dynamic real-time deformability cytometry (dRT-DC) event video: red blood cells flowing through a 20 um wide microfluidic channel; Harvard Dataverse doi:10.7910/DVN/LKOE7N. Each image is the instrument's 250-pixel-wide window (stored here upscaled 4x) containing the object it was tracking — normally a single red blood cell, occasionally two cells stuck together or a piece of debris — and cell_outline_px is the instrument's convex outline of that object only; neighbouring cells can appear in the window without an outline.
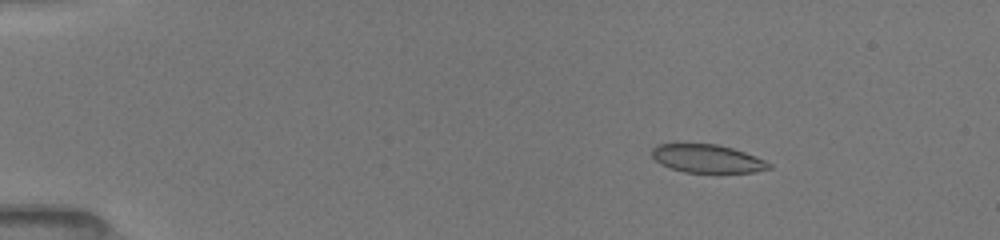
{"species": "common noctule bat (a hibernating species)", "species_latin": "Nyctalus noctula", "temperature_condition": "room temperature", "stored_images_in_passage": 34, "camera_frame_rate_fps": 3000, "um_per_image_px": 0.085, "animal": {"sex": "female", "body_mass_g": 19.5, "forearm_length_mm": 54.1}, "frame": {"image": 1, "passage_image": 1, "time_ms": 0.0, "image_size_px": [1000, 240], "cell_outline_px": [[772, 168], [756, 172], [684, 172], [660, 164], [652, 156], [652, 148], [656, 144], [676, 140], [716, 144], [732, 148], [744, 152], [764, 160], [772, 164]], "centroid_in_image_um": [60.03, 13.42], "position_along_channel_um": 25.0, "area_um2": 19.94}}
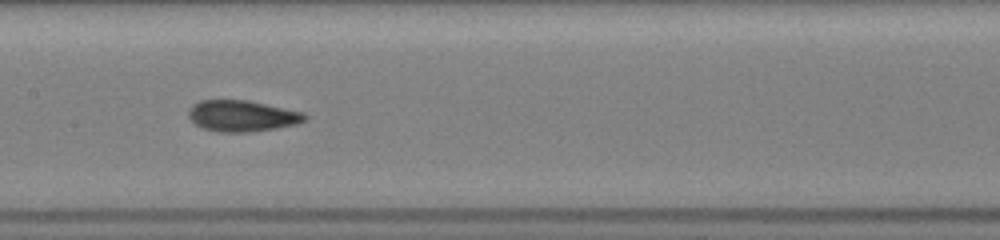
{"frame": {"image": 2, "passage_image": 21, "time_ms": 6.333, "image_size_px": [1000, 240], "cell_outline_px": [[308, 116], [304, 120], [296, 124], [276, 128], [248, 132], [220, 132], [204, 128], [196, 124], [188, 116], [188, 108], [192, 104], [200, 100], [248, 100], [304, 112]], "centroid_in_image_um": [20.56, 9.84], "position_along_channel_um": 186.8, "area_um2": 21.1}}
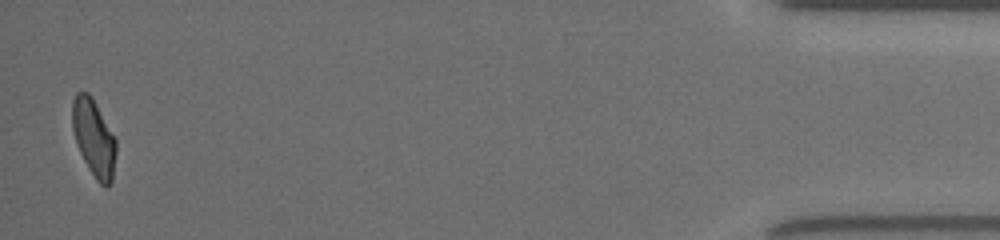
{"frame": {"image": 3, "passage_image": 34, "time_ms": 14.333, "image_size_px": [1000, 240], "cell_outline_px": [[116, 152], [112, 184], [108, 188], [104, 188], [96, 180], [88, 168], [76, 144], [72, 128], [72, 100], [76, 92], [88, 92], [92, 96], [116, 140]], "centroid_in_image_um": [7.97, 11.75], "position_along_channel_um": 427.2, "area_um2": 19.88}, "authors_computed_cell_mechanics": {"area_um2": 20.6057, "velocity_mm_per_s": 4.0081, "shape_relaxation_time_tau1_ms": 8.0736, "shape_relaxation_time_tau2_ms": 1.5565, "deformation_change_tau1": 0.203, "deformation_change_tau2": 0.0787}}